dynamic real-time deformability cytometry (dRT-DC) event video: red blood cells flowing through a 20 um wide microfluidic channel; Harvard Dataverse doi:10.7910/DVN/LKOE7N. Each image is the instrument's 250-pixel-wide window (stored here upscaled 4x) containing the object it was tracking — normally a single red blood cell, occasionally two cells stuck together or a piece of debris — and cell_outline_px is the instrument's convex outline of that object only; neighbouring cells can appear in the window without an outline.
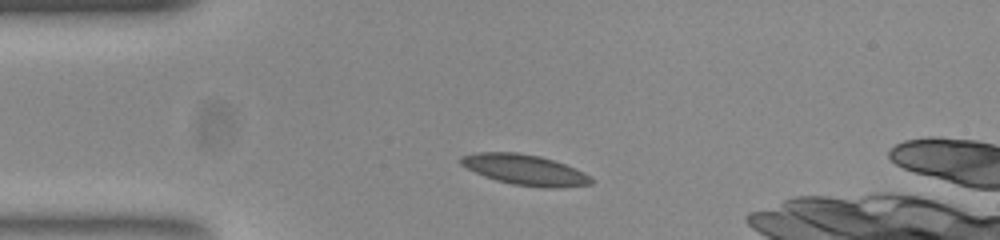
{"species": "common noctule bat (a hibernating species)", "species_latin": "Nyctalus noctula", "temperature_condition": "room temperature", "stored_images_in_passage": 9, "camera_frame_rate_fps": 3000, "um_per_image_px": 0.085, "animal": {"sex": "female", "body_mass_g": 23.0, "forearm_length_mm": 53.4}, "frame": {"image": 1, "passage_image": 6, "time_ms": 1.667, "image_size_px": [1000, 240], "cell_outline_px": [[592, 184], [552, 188], [548, 188], [512, 184], [496, 180], [484, 176], [460, 164], [460, 156], [476, 152], [516, 152], [540, 156], [564, 164], [584, 172], [592, 180]], "centroid_in_image_um": [44.58, 14.42], "position_along_channel_um": 40.4, "area_um2": 22.89}}